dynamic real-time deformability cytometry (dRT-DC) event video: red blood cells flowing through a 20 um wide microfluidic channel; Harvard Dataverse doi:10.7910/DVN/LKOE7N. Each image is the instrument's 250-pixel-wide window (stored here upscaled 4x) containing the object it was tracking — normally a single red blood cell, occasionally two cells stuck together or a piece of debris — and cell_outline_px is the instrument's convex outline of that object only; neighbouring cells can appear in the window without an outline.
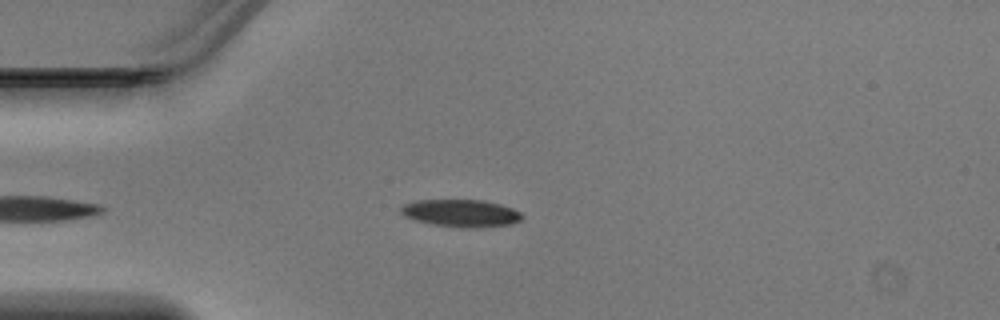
{"species": "Egyptian fruit bat (a non-hibernating species)", "species_latin": "Rousettus aegyptiacus", "temperature_condition": "warm", "stored_images_in_passage": 33, "camera_frame_rate_fps": 3000, "um_per_image_px": 0.085, "animal": {"sex": "male"}, "frame": {"image": 1, "passage_image": 1, "time_ms": 0.0, "image_size_px": [1000, 320], "cell_outline_px": [[524, 216], [520, 220], [508, 224], [436, 224], [416, 220], [404, 216], [400, 212], [400, 208], [404, 204], [416, 200], [484, 200], [500, 204], [512, 208], [520, 212]], "centroid_in_image_um": [39.13, 18.04], "position_along_channel_um": 45.9, "area_um2": 17.98}}
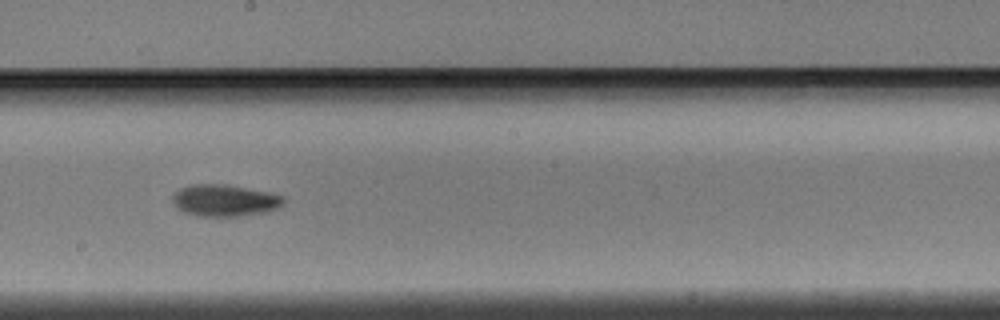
{"frame": {"image": 2, "passage_image": 15, "time_ms": 4.667, "image_size_px": [1000, 320], "cell_outline_px": [[284, 204], [280, 208], [268, 212], [236, 216], [196, 216], [184, 212], [172, 200], [172, 196], [180, 188], [188, 184], [228, 184], [268, 192], [284, 196]], "centroid_in_image_um": [19.14, 17.03], "position_along_channel_um": 229.1, "area_um2": 20.69}}
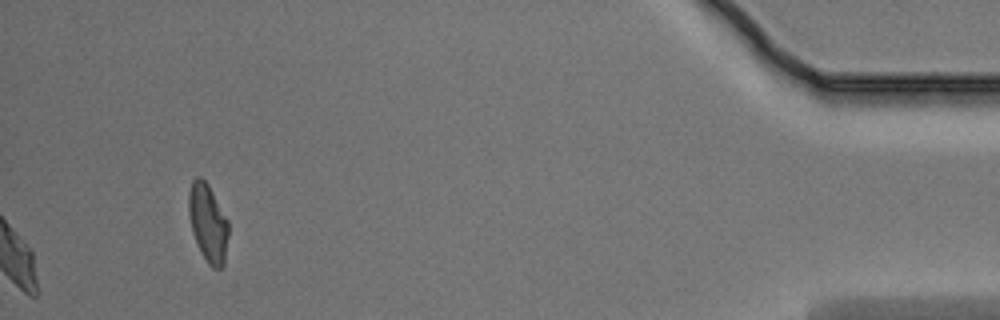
{"frame": {"image": 3, "passage_image": 33, "time_ms": 10.667, "image_size_px": [1000, 320], "cell_outline_px": [[228, 236], [224, 264], [220, 268], [212, 268], [208, 264], [192, 232], [188, 212], [188, 192], [192, 180], [196, 176], [200, 176], [208, 184], [228, 220]], "centroid_in_image_um": [17.67, 18.91], "position_along_channel_um": 417.5, "area_um2": 17.98}}